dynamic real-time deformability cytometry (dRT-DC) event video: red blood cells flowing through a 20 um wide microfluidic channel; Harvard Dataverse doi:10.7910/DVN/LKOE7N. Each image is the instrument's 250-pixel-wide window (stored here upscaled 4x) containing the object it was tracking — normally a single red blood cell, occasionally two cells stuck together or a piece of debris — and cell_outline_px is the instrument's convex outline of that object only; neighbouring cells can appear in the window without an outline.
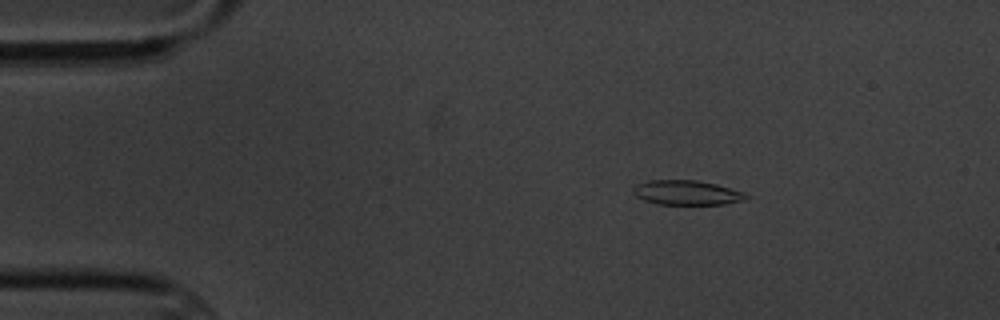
{"species": "common noctule bat (a hibernating species)", "species_latin": "Nyctalus noctula", "temperature_condition": "cold", "stored_images_in_passage": 3, "camera_frame_rate_fps": 3000, "um_per_image_px": 0.085, "animal": {"sex": "male", "body_mass_g": 20.1, "forearm_length_mm": 53.5}, "frame": {"image": 1, "passage_image": 1, "time_ms": 0.0, "image_size_px": [1000, 320], "cell_outline_px": [[752, 196], [748, 200], [724, 204], [656, 204], [644, 200], [636, 196], [632, 192], [632, 188], [636, 184], [648, 180], [696, 180], [716, 184], [744, 192]], "centroid_in_image_um": [58.4, 16.38], "position_along_channel_um": 26.6, "area_um2": 16.42}}